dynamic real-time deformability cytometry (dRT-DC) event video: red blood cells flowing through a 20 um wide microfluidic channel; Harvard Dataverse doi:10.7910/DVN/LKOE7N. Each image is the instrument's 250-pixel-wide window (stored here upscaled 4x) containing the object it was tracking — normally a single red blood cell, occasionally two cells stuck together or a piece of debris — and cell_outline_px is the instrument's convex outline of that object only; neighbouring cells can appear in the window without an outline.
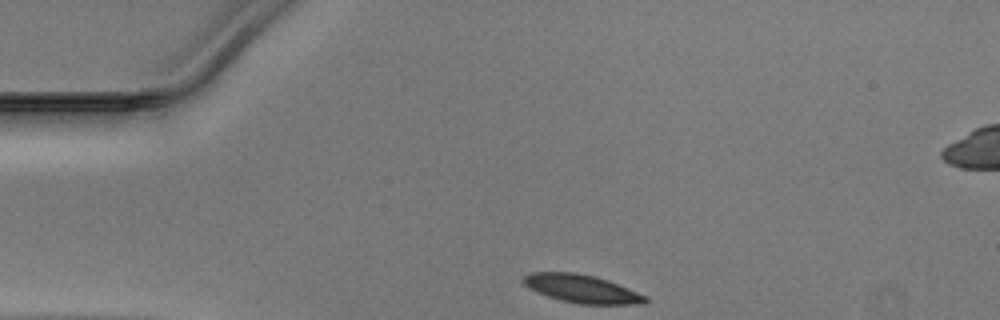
{"species": "Egyptian fruit bat (a non-hibernating species)", "species_latin": "Rousettus aegyptiacus", "temperature_condition": "warm", "stored_images_in_passage": 30, "camera_frame_rate_fps": 3000, "um_per_image_px": 0.085, "animal": {"sex": "male"}, "frame": {"image": 1, "passage_image": 1, "time_ms": 0.0, "image_size_px": [1000, 320], "cell_outline_px": [[648, 300], [644, 304], [580, 304], [560, 300], [536, 292], [528, 288], [520, 280], [524, 276], [532, 272], [576, 272], [596, 276], [608, 280], [648, 296]], "centroid_in_image_um": [49.44, 24.54], "position_along_channel_um": 35.6, "area_um2": 20.17}}
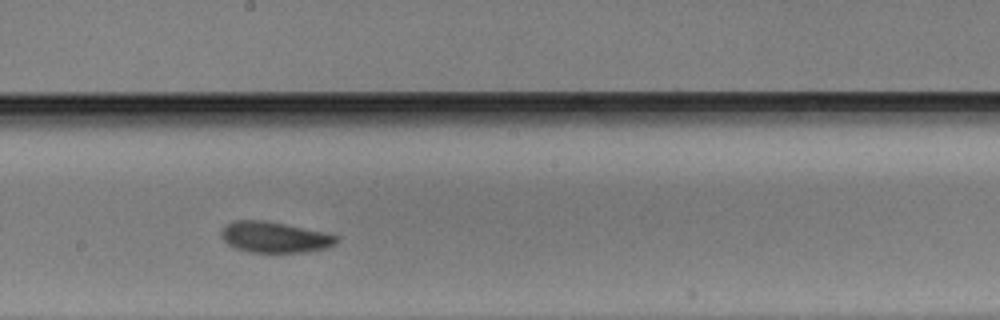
{"frame": {"image": 2, "passage_image": 18, "time_ms": 5.667, "image_size_px": [1000, 320], "cell_outline_px": [[340, 240], [336, 244], [324, 248], [304, 252], [248, 252], [236, 248], [228, 244], [220, 236], [220, 228], [224, 224], [232, 220], [264, 220], [284, 224], [340, 236]], "centroid_in_image_um": [23.28, 20.15], "position_along_channel_um": 224.9, "area_um2": 20.81}}
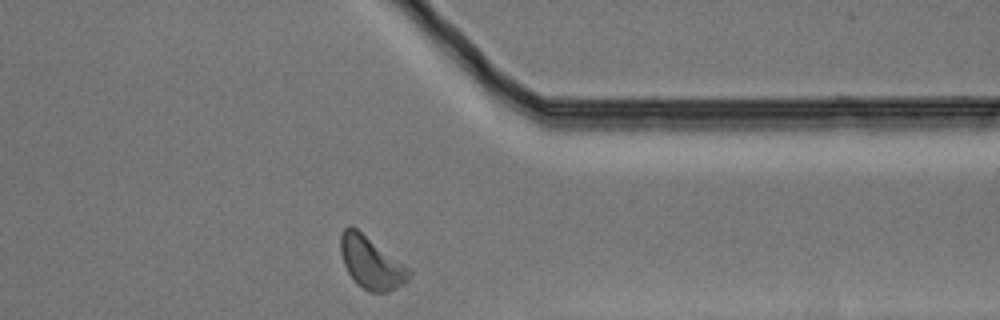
{"frame": {"image": 3, "passage_image": 30, "time_ms": 9.667, "image_size_px": [1000, 320], "cell_outline_px": [[412, 272], [408, 280], [404, 284], [388, 292], [368, 292], [348, 272], [344, 264], [340, 252], [340, 236], [344, 228], [348, 224], [352, 224], [412, 268]], "centroid_in_image_um": [31.59, 22.28], "position_along_channel_um": 379.8, "area_um2": 21.21}}